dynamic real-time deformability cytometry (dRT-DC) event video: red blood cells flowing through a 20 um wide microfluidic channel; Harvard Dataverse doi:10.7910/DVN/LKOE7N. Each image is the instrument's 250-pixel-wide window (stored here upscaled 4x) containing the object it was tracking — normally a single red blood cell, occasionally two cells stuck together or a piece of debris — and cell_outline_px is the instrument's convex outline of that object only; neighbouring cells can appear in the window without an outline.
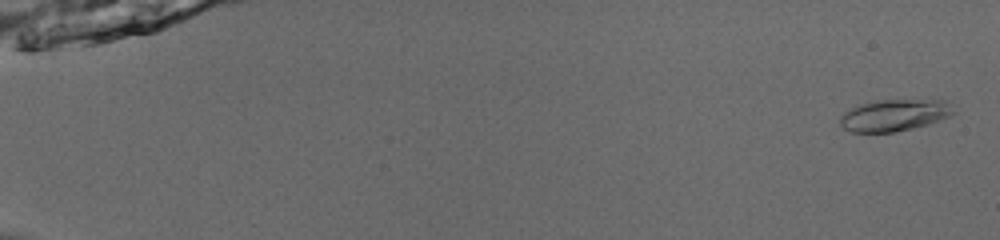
{"species": "common noctule bat (a hibernating species)", "species_latin": "Nyctalus noctula", "temperature_condition": "room temperature", "stored_images_in_passage": 54, "camera_frame_rate_fps": 3000, "um_per_image_px": 0.085, "animal": {"sex": "male", "body_mass_g": 13.0, "forearm_length_mm": 53.1}, "frame": {"image": 1, "passage_image": 2, "time_ms": 0.333, "image_size_px": [1000, 240], "cell_outline_px": [[956, 112], [948, 116], [928, 124], [896, 132], [852, 132], [844, 128], [840, 124], [840, 116], [844, 112], [856, 104], [876, 100], [944, 100]], "centroid_in_image_um": [75.96, 9.79], "position_along_channel_um": 9.0, "area_um2": 20.92}}
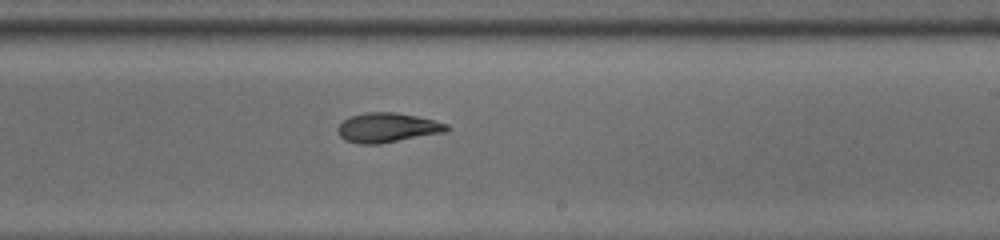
{"frame": {"image": 2, "passage_image": 35, "time_ms": 11.333, "image_size_px": [1000, 240], "cell_outline_px": [[452, 128], [448, 132], [380, 144], [360, 144], [344, 140], [340, 136], [336, 128], [344, 120], [352, 116], [364, 112], [396, 112], [416, 116], [448, 124]], "centroid_in_image_um": [32.96, 10.86], "position_along_channel_um": 256.0, "area_um2": 18.96}}
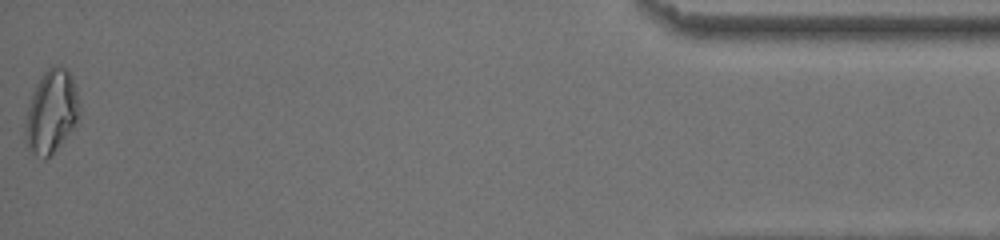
{"frame": {"image": 3, "passage_image": 54, "time_ms": 17.667, "image_size_px": [1000, 240], "cell_outline_px": [[80, 116], [76, 124], [60, 144], [44, 160], [36, 156], [24, 144], [24, 120], [32, 92], [36, 84], [44, 72], [52, 64], [60, 64], [68, 68], [72, 76], [76, 88], [80, 104]], "centroid_in_image_um": [4.36, 9.46], "position_along_channel_um": 430.8, "area_um2": 26.82}, "authors_computed_cell_mechanics": {"area_um2": 19.1029, "velocity_mm_per_s": 3.9218, "shape_relaxation_time_tau1_ms": 4.4449, "shape_relaxation_time_tau2_ms": 2.4369, "deformation_change_tau1": 0.1609, "deformation_change_tau2": 0.0806}}